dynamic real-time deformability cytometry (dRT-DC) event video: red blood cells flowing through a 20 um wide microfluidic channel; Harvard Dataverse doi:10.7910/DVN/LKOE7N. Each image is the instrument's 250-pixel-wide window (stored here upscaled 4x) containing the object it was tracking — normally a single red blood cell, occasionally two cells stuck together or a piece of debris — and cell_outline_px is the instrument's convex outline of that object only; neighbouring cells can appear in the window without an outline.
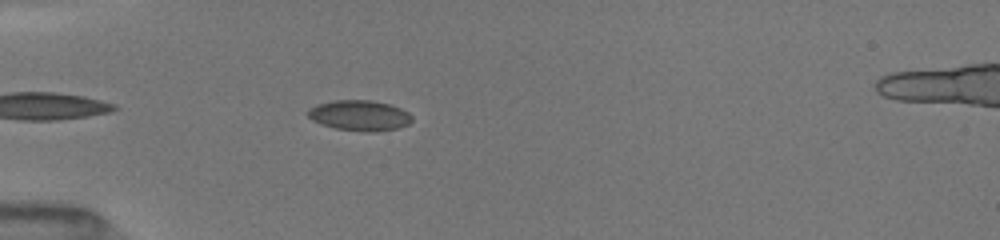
{"species": "common noctule bat (a hibernating species)", "species_latin": "Nyctalus noctula", "temperature_condition": "room temperature", "stored_images_in_passage": 39, "camera_frame_rate_fps": 3000, "um_per_image_px": 0.085, "animal": {"sex": "female", "body_mass_g": 19.5, "forearm_length_mm": 54.1}, "frame": {"image": 1, "passage_image": 4, "time_ms": 1.0, "image_size_px": [1000, 240], "cell_outline_px": [[412, 120], [408, 124], [396, 128], [372, 132], [368, 132], [336, 128], [320, 124], [312, 120], [308, 116], [308, 108], [316, 104], [336, 100], [372, 100], [392, 104], [408, 112], [412, 116]], "centroid_in_image_um": [30.56, 9.8], "position_along_channel_um": 54.4, "area_um2": 18.5}}
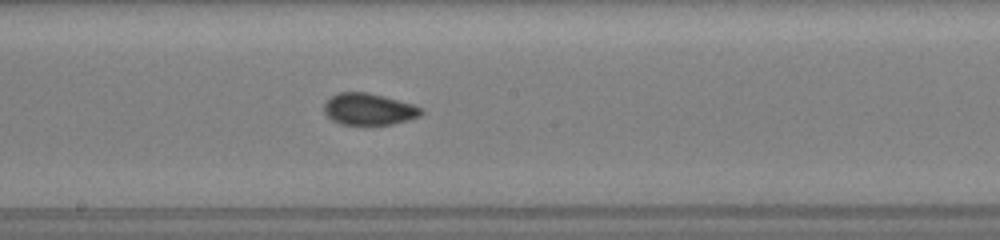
{"frame": {"image": 2, "passage_image": 17, "time_ms": 5.333, "image_size_px": [1000, 240], "cell_outline_px": [[424, 112], [420, 116], [392, 124], [340, 124], [332, 120], [324, 112], [324, 104], [332, 96], [340, 92], [368, 92], [384, 96], [412, 104], [420, 108]], "centroid_in_image_um": [31.34, 9.27], "position_along_channel_um": 216.9, "area_um2": 17.69}}
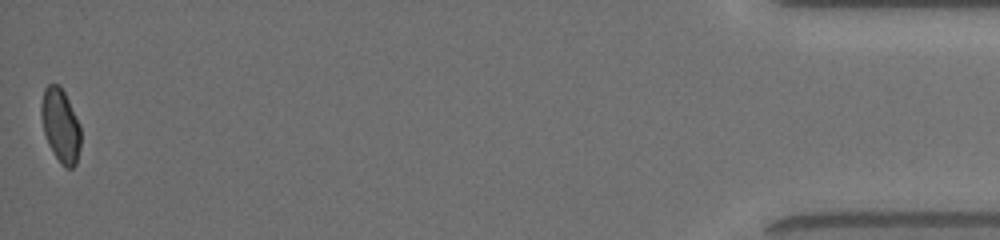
{"frame": {"image": 3, "passage_image": 39, "time_ms": 12.667, "image_size_px": [1000, 240], "cell_outline_px": [[80, 148], [76, 164], [72, 168], [64, 168], [60, 164], [48, 144], [44, 132], [40, 116], [40, 104], [44, 88], [48, 84], [60, 84], [80, 124]], "centroid_in_image_um": [5.13, 10.67], "position_along_channel_um": 430.1, "area_um2": 17.17}, "authors_computed_cell_mechanics": {"area_um2": 17.5712, "velocity_mm_per_s": 4.0622, "shape_relaxation_time_tau1_ms": 8.1638, "shape_relaxation_time_tau2_ms": 1.9562, "deformation_change_tau1": 0.1388, "deformation_change_tau2": 0.0555}}